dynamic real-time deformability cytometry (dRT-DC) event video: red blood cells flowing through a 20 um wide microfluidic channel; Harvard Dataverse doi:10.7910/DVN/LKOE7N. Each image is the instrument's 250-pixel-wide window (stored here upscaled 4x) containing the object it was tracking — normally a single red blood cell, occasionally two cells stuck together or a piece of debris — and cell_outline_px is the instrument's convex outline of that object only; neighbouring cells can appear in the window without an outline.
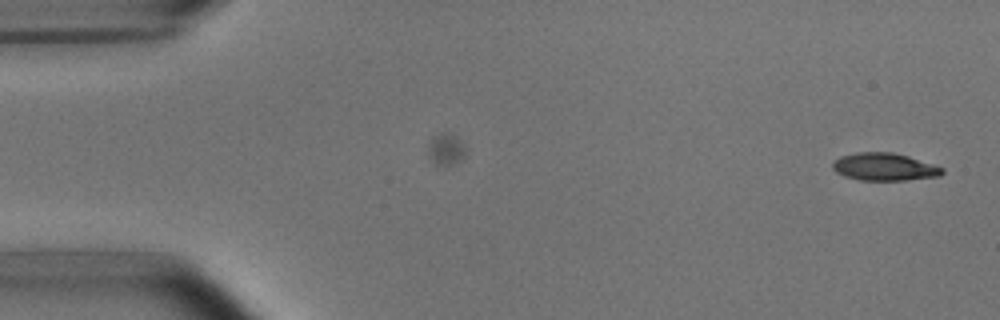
{"species": "common noctule bat (a hibernating species)", "species_latin": "Nyctalus noctula", "temperature_condition": "room temperature", "stored_images_in_passage": 4, "camera_frame_rate_fps": 3000, "um_per_image_px": 0.085, "animal": {"sex": "male", "body_mass_g": 15.6}, "frame": {"image": 1, "passage_image": 4, "time_ms": 3.667, "image_size_px": [1000, 320], "cell_outline_px": [[944, 172], [940, 176], [904, 180], [860, 180], [844, 176], [836, 172], [832, 168], [832, 160], [840, 156], [860, 152], [892, 152], [908, 156], [944, 168]], "centroid_in_image_um": [75.14, 14.18], "position_along_channel_um": 9.9, "area_um2": 17.63}}